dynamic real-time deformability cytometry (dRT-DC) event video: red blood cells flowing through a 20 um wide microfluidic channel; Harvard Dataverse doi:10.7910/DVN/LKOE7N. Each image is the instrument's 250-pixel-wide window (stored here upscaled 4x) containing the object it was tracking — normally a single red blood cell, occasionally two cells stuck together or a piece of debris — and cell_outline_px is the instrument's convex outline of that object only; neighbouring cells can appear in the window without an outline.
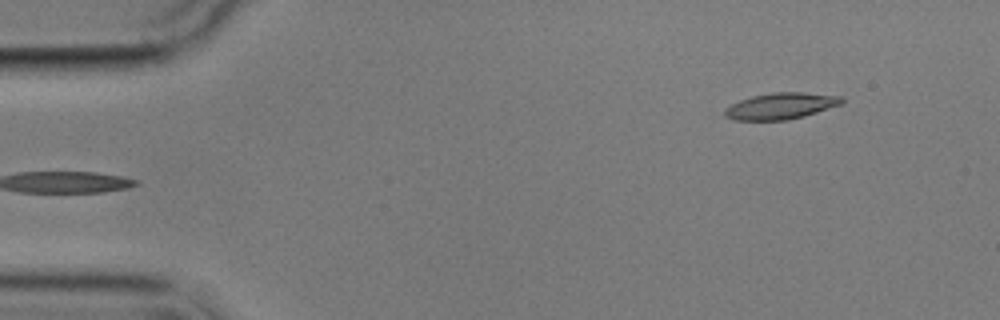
{"species": "common noctule bat (a hibernating species)", "species_latin": "Nyctalus noctula", "temperature_condition": "cold", "stored_images_in_passage": 5, "camera_frame_rate_fps": 3000, "um_per_image_px": 0.085, "animal": {"sex": "male", "body_mass_g": 17.9}, "frame": {"image": 1, "passage_image": 5, "time_ms": 5.667, "image_size_px": [1000, 320], "cell_outline_px": [[844, 100], [840, 104], [804, 116], [788, 120], [736, 120], [724, 116], [724, 108], [740, 100], [752, 96], [772, 92], [800, 92], [840, 96]], "centroid_in_image_um": [66.32, 9.01], "position_along_channel_um": 18.7, "area_um2": 17.8}}